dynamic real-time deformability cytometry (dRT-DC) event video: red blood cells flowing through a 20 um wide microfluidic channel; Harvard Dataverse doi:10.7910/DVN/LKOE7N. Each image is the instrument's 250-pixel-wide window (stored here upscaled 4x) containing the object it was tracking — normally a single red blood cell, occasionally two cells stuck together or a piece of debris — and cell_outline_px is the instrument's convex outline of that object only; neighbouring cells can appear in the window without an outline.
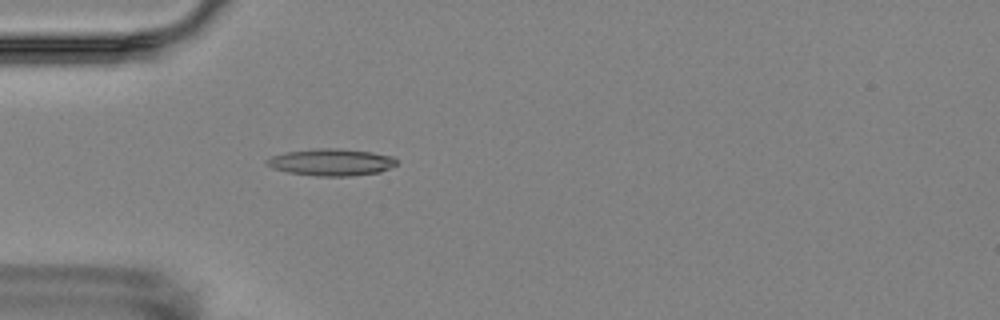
{"species": "Egyptian fruit bat (a non-hibernating species)", "species_latin": "Rousettus aegyptiacus", "temperature_condition": "room temperature", "stored_images_in_passage": 5, "camera_frame_rate_fps": 3000, "um_per_image_px": 0.085, "animal": {"sex": "female"}, "frame": {"image": 1, "passage_image": 5, "time_ms": 4.667, "image_size_px": [1000, 320], "cell_outline_px": [[396, 164], [380, 172], [352, 176], [316, 176], [288, 172], [272, 168], [264, 160], [272, 156], [288, 152], [312, 148], [340, 148], [372, 152], [392, 156], [396, 160]], "centroid_in_image_um": [28.15, 13.78], "position_along_channel_um": 56.8, "area_um2": 20.35}}